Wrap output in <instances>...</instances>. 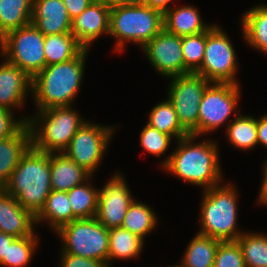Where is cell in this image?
<instances>
[{
    "instance_id": "cell-37",
    "label": "cell",
    "mask_w": 267,
    "mask_h": 267,
    "mask_svg": "<svg viewBox=\"0 0 267 267\" xmlns=\"http://www.w3.org/2000/svg\"><path fill=\"white\" fill-rule=\"evenodd\" d=\"M14 112L0 108V140L9 138L18 133L28 122L30 117L14 119Z\"/></svg>"
},
{
    "instance_id": "cell-22",
    "label": "cell",
    "mask_w": 267,
    "mask_h": 267,
    "mask_svg": "<svg viewBox=\"0 0 267 267\" xmlns=\"http://www.w3.org/2000/svg\"><path fill=\"white\" fill-rule=\"evenodd\" d=\"M241 21L246 43L267 55V5L251 7L242 15Z\"/></svg>"
},
{
    "instance_id": "cell-36",
    "label": "cell",
    "mask_w": 267,
    "mask_h": 267,
    "mask_svg": "<svg viewBox=\"0 0 267 267\" xmlns=\"http://www.w3.org/2000/svg\"><path fill=\"white\" fill-rule=\"evenodd\" d=\"M213 267H246L243 253L237 240L220 241Z\"/></svg>"
},
{
    "instance_id": "cell-3",
    "label": "cell",
    "mask_w": 267,
    "mask_h": 267,
    "mask_svg": "<svg viewBox=\"0 0 267 267\" xmlns=\"http://www.w3.org/2000/svg\"><path fill=\"white\" fill-rule=\"evenodd\" d=\"M3 189L36 216L52 191L50 153L38 151L31 146Z\"/></svg>"
},
{
    "instance_id": "cell-2",
    "label": "cell",
    "mask_w": 267,
    "mask_h": 267,
    "mask_svg": "<svg viewBox=\"0 0 267 267\" xmlns=\"http://www.w3.org/2000/svg\"><path fill=\"white\" fill-rule=\"evenodd\" d=\"M88 52L84 48L75 58L46 66L32 78L31 96L37 111L72 106L83 82Z\"/></svg>"
},
{
    "instance_id": "cell-45",
    "label": "cell",
    "mask_w": 267,
    "mask_h": 267,
    "mask_svg": "<svg viewBox=\"0 0 267 267\" xmlns=\"http://www.w3.org/2000/svg\"><path fill=\"white\" fill-rule=\"evenodd\" d=\"M167 267H183L180 263L178 265H174V266H167Z\"/></svg>"
},
{
    "instance_id": "cell-10",
    "label": "cell",
    "mask_w": 267,
    "mask_h": 267,
    "mask_svg": "<svg viewBox=\"0 0 267 267\" xmlns=\"http://www.w3.org/2000/svg\"><path fill=\"white\" fill-rule=\"evenodd\" d=\"M170 81L167 99L173 104L179 123L189 135L198 137L199 105L211 82L196 73L173 76Z\"/></svg>"
},
{
    "instance_id": "cell-41",
    "label": "cell",
    "mask_w": 267,
    "mask_h": 267,
    "mask_svg": "<svg viewBox=\"0 0 267 267\" xmlns=\"http://www.w3.org/2000/svg\"><path fill=\"white\" fill-rule=\"evenodd\" d=\"M264 168V172H263V181L262 183L260 184L261 188H260V192H259V195H258V201L257 203H259L260 205L263 204V205H266L267 206V160L265 161V164L263 165Z\"/></svg>"
},
{
    "instance_id": "cell-29",
    "label": "cell",
    "mask_w": 267,
    "mask_h": 267,
    "mask_svg": "<svg viewBox=\"0 0 267 267\" xmlns=\"http://www.w3.org/2000/svg\"><path fill=\"white\" fill-rule=\"evenodd\" d=\"M157 219L156 213L149 205L134 199L127 209L121 227L144 240L145 236L156 228L159 222Z\"/></svg>"
},
{
    "instance_id": "cell-42",
    "label": "cell",
    "mask_w": 267,
    "mask_h": 267,
    "mask_svg": "<svg viewBox=\"0 0 267 267\" xmlns=\"http://www.w3.org/2000/svg\"><path fill=\"white\" fill-rule=\"evenodd\" d=\"M171 1L173 2L174 0H142L141 3L151 8L158 9L164 13L170 7H172V6H169Z\"/></svg>"
},
{
    "instance_id": "cell-7",
    "label": "cell",
    "mask_w": 267,
    "mask_h": 267,
    "mask_svg": "<svg viewBox=\"0 0 267 267\" xmlns=\"http://www.w3.org/2000/svg\"><path fill=\"white\" fill-rule=\"evenodd\" d=\"M61 238V253L105 262L108 266L109 229L96 217L73 220L56 231Z\"/></svg>"
},
{
    "instance_id": "cell-46",
    "label": "cell",
    "mask_w": 267,
    "mask_h": 267,
    "mask_svg": "<svg viewBox=\"0 0 267 267\" xmlns=\"http://www.w3.org/2000/svg\"><path fill=\"white\" fill-rule=\"evenodd\" d=\"M131 3L133 2H141L142 0H129Z\"/></svg>"
},
{
    "instance_id": "cell-13",
    "label": "cell",
    "mask_w": 267,
    "mask_h": 267,
    "mask_svg": "<svg viewBox=\"0 0 267 267\" xmlns=\"http://www.w3.org/2000/svg\"><path fill=\"white\" fill-rule=\"evenodd\" d=\"M142 50L160 75L171 78L184 74L182 37L163 28L142 47Z\"/></svg>"
},
{
    "instance_id": "cell-27",
    "label": "cell",
    "mask_w": 267,
    "mask_h": 267,
    "mask_svg": "<svg viewBox=\"0 0 267 267\" xmlns=\"http://www.w3.org/2000/svg\"><path fill=\"white\" fill-rule=\"evenodd\" d=\"M33 0H0V38L31 23Z\"/></svg>"
},
{
    "instance_id": "cell-33",
    "label": "cell",
    "mask_w": 267,
    "mask_h": 267,
    "mask_svg": "<svg viewBox=\"0 0 267 267\" xmlns=\"http://www.w3.org/2000/svg\"><path fill=\"white\" fill-rule=\"evenodd\" d=\"M38 237H16L10 245L6 256H3L0 267H24L29 265L34 251L38 247ZM37 246V247H36Z\"/></svg>"
},
{
    "instance_id": "cell-21",
    "label": "cell",
    "mask_w": 267,
    "mask_h": 267,
    "mask_svg": "<svg viewBox=\"0 0 267 267\" xmlns=\"http://www.w3.org/2000/svg\"><path fill=\"white\" fill-rule=\"evenodd\" d=\"M178 7V8H177ZM170 7L163 13L164 29L174 35L185 37L207 31L212 24L202 21L194 5Z\"/></svg>"
},
{
    "instance_id": "cell-14",
    "label": "cell",
    "mask_w": 267,
    "mask_h": 267,
    "mask_svg": "<svg viewBox=\"0 0 267 267\" xmlns=\"http://www.w3.org/2000/svg\"><path fill=\"white\" fill-rule=\"evenodd\" d=\"M133 198L126 178L119 172L114 173L99 189L96 219L107 229L121 227Z\"/></svg>"
},
{
    "instance_id": "cell-28",
    "label": "cell",
    "mask_w": 267,
    "mask_h": 267,
    "mask_svg": "<svg viewBox=\"0 0 267 267\" xmlns=\"http://www.w3.org/2000/svg\"><path fill=\"white\" fill-rule=\"evenodd\" d=\"M225 129L227 141L237 149L247 151L258 145L257 119L254 116L236 113Z\"/></svg>"
},
{
    "instance_id": "cell-32",
    "label": "cell",
    "mask_w": 267,
    "mask_h": 267,
    "mask_svg": "<svg viewBox=\"0 0 267 267\" xmlns=\"http://www.w3.org/2000/svg\"><path fill=\"white\" fill-rule=\"evenodd\" d=\"M237 242L246 267H267V234L243 231Z\"/></svg>"
},
{
    "instance_id": "cell-24",
    "label": "cell",
    "mask_w": 267,
    "mask_h": 267,
    "mask_svg": "<svg viewBox=\"0 0 267 267\" xmlns=\"http://www.w3.org/2000/svg\"><path fill=\"white\" fill-rule=\"evenodd\" d=\"M108 243V267H111L115 259H136L144 246V240L141 237L122 227L109 229Z\"/></svg>"
},
{
    "instance_id": "cell-35",
    "label": "cell",
    "mask_w": 267,
    "mask_h": 267,
    "mask_svg": "<svg viewBox=\"0 0 267 267\" xmlns=\"http://www.w3.org/2000/svg\"><path fill=\"white\" fill-rule=\"evenodd\" d=\"M172 137L168 134L160 132L149 124L143 126L140 133V145L150 155L161 156L165 155L168 150Z\"/></svg>"
},
{
    "instance_id": "cell-30",
    "label": "cell",
    "mask_w": 267,
    "mask_h": 267,
    "mask_svg": "<svg viewBox=\"0 0 267 267\" xmlns=\"http://www.w3.org/2000/svg\"><path fill=\"white\" fill-rule=\"evenodd\" d=\"M148 116L147 124L172 138L175 137L174 140L189 135L180 125L173 104L168 99L156 104Z\"/></svg>"
},
{
    "instance_id": "cell-23",
    "label": "cell",
    "mask_w": 267,
    "mask_h": 267,
    "mask_svg": "<svg viewBox=\"0 0 267 267\" xmlns=\"http://www.w3.org/2000/svg\"><path fill=\"white\" fill-rule=\"evenodd\" d=\"M76 219L72 213L67 192L52 190L44 207L36 215V225L45 221L53 231H57L63 225Z\"/></svg>"
},
{
    "instance_id": "cell-43",
    "label": "cell",
    "mask_w": 267,
    "mask_h": 267,
    "mask_svg": "<svg viewBox=\"0 0 267 267\" xmlns=\"http://www.w3.org/2000/svg\"><path fill=\"white\" fill-rule=\"evenodd\" d=\"M15 238L16 237L13 235L0 232V262L3 259V256H6L7 254L8 245H10Z\"/></svg>"
},
{
    "instance_id": "cell-1",
    "label": "cell",
    "mask_w": 267,
    "mask_h": 267,
    "mask_svg": "<svg viewBox=\"0 0 267 267\" xmlns=\"http://www.w3.org/2000/svg\"><path fill=\"white\" fill-rule=\"evenodd\" d=\"M198 137L188 135L176 142L178 146L161 162V167L185 182L204 187V190L220 185L222 169L220 167L218 144L212 140L196 143Z\"/></svg>"
},
{
    "instance_id": "cell-8",
    "label": "cell",
    "mask_w": 267,
    "mask_h": 267,
    "mask_svg": "<svg viewBox=\"0 0 267 267\" xmlns=\"http://www.w3.org/2000/svg\"><path fill=\"white\" fill-rule=\"evenodd\" d=\"M44 35L30 23L0 38L1 56L31 79L46 67Z\"/></svg>"
},
{
    "instance_id": "cell-5",
    "label": "cell",
    "mask_w": 267,
    "mask_h": 267,
    "mask_svg": "<svg viewBox=\"0 0 267 267\" xmlns=\"http://www.w3.org/2000/svg\"><path fill=\"white\" fill-rule=\"evenodd\" d=\"M203 192L198 233L220 241L237 240L243 233L237 227V187L231 183L220 184Z\"/></svg>"
},
{
    "instance_id": "cell-34",
    "label": "cell",
    "mask_w": 267,
    "mask_h": 267,
    "mask_svg": "<svg viewBox=\"0 0 267 267\" xmlns=\"http://www.w3.org/2000/svg\"><path fill=\"white\" fill-rule=\"evenodd\" d=\"M206 40L207 31L182 37L184 74L195 73L201 67Z\"/></svg>"
},
{
    "instance_id": "cell-6",
    "label": "cell",
    "mask_w": 267,
    "mask_h": 267,
    "mask_svg": "<svg viewBox=\"0 0 267 267\" xmlns=\"http://www.w3.org/2000/svg\"><path fill=\"white\" fill-rule=\"evenodd\" d=\"M30 116L32 146L42 152H63L87 121L72 106L52 107Z\"/></svg>"
},
{
    "instance_id": "cell-4",
    "label": "cell",
    "mask_w": 267,
    "mask_h": 267,
    "mask_svg": "<svg viewBox=\"0 0 267 267\" xmlns=\"http://www.w3.org/2000/svg\"><path fill=\"white\" fill-rule=\"evenodd\" d=\"M164 28L163 12L141 2L110 8L109 35L115 38V50L122 52L128 43L142 48Z\"/></svg>"
},
{
    "instance_id": "cell-39",
    "label": "cell",
    "mask_w": 267,
    "mask_h": 267,
    "mask_svg": "<svg viewBox=\"0 0 267 267\" xmlns=\"http://www.w3.org/2000/svg\"><path fill=\"white\" fill-rule=\"evenodd\" d=\"M67 8L69 17L74 19L79 16L94 0H62Z\"/></svg>"
},
{
    "instance_id": "cell-44",
    "label": "cell",
    "mask_w": 267,
    "mask_h": 267,
    "mask_svg": "<svg viewBox=\"0 0 267 267\" xmlns=\"http://www.w3.org/2000/svg\"><path fill=\"white\" fill-rule=\"evenodd\" d=\"M96 1H99L104 6L109 7V8L131 3L129 0H96Z\"/></svg>"
},
{
    "instance_id": "cell-40",
    "label": "cell",
    "mask_w": 267,
    "mask_h": 267,
    "mask_svg": "<svg viewBox=\"0 0 267 267\" xmlns=\"http://www.w3.org/2000/svg\"><path fill=\"white\" fill-rule=\"evenodd\" d=\"M257 140L258 145L267 147V114L257 118Z\"/></svg>"
},
{
    "instance_id": "cell-15",
    "label": "cell",
    "mask_w": 267,
    "mask_h": 267,
    "mask_svg": "<svg viewBox=\"0 0 267 267\" xmlns=\"http://www.w3.org/2000/svg\"><path fill=\"white\" fill-rule=\"evenodd\" d=\"M109 23L110 8L94 0L72 19L71 33L85 49H89L98 37L109 34Z\"/></svg>"
},
{
    "instance_id": "cell-26",
    "label": "cell",
    "mask_w": 267,
    "mask_h": 267,
    "mask_svg": "<svg viewBox=\"0 0 267 267\" xmlns=\"http://www.w3.org/2000/svg\"><path fill=\"white\" fill-rule=\"evenodd\" d=\"M83 49L84 47L72 33L53 34L44 37L46 66L71 60Z\"/></svg>"
},
{
    "instance_id": "cell-12",
    "label": "cell",
    "mask_w": 267,
    "mask_h": 267,
    "mask_svg": "<svg viewBox=\"0 0 267 267\" xmlns=\"http://www.w3.org/2000/svg\"><path fill=\"white\" fill-rule=\"evenodd\" d=\"M116 128L86 121L75 133L69 146L63 151L76 164L94 175L104 159L108 143Z\"/></svg>"
},
{
    "instance_id": "cell-18",
    "label": "cell",
    "mask_w": 267,
    "mask_h": 267,
    "mask_svg": "<svg viewBox=\"0 0 267 267\" xmlns=\"http://www.w3.org/2000/svg\"><path fill=\"white\" fill-rule=\"evenodd\" d=\"M31 23L44 36L71 33L72 20L62 0H33Z\"/></svg>"
},
{
    "instance_id": "cell-20",
    "label": "cell",
    "mask_w": 267,
    "mask_h": 267,
    "mask_svg": "<svg viewBox=\"0 0 267 267\" xmlns=\"http://www.w3.org/2000/svg\"><path fill=\"white\" fill-rule=\"evenodd\" d=\"M32 146V132L27 123L15 135L0 140V189L7 184L22 156Z\"/></svg>"
},
{
    "instance_id": "cell-38",
    "label": "cell",
    "mask_w": 267,
    "mask_h": 267,
    "mask_svg": "<svg viewBox=\"0 0 267 267\" xmlns=\"http://www.w3.org/2000/svg\"><path fill=\"white\" fill-rule=\"evenodd\" d=\"M60 256L59 267H108L105 262L69 253H61Z\"/></svg>"
},
{
    "instance_id": "cell-31",
    "label": "cell",
    "mask_w": 267,
    "mask_h": 267,
    "mask_svg": "<svg viewBox=\"0 0 267 267\" xmlns=\"http://www.w3.org/2000/svg\"><path fill=\"white\" fill-rule=\"evenodd\" d=\"M90 181L67 191L72 213L77 219L96 217L99 189L92 185L91 178Z\"/></svg>"
},
{
    "instance_id": "cell-19",
    "label": "cell",
    "mask_w": 267,
    "mask_h": 267,
    "mask_svg": "<svg viewBox=\"0 0 267 267\" xmlns=\"http://www.w3.org/2000/svg\"><path fill=\"white\" fill-rule=\"evenodd\" d=\"M51 189L67 192L93 179V175L63 152L50 153Z\"/></svg>"
},
{
    "instance_id": "cell-16",
    "label": "cell",
    "mask_w": 267,
    "mask_h": 267,
    "mask_svg": "<svg viewBox=\"0 0 267 267\" xmlns=\"http://www.w3.org/2000/svg\"><path fill=\"white\" fill-rule=\"evenodd\" d=\"M35 224L36 216L13 195L0 189V232L15 237L37 236L33 231Z\"/></svg>"
},
{
    "instance_id": "cell-11",
    "label": "cell",
    "mask_w": 267,
    "mask_h": 267,
    "mask_svg": "<svg viewBox=\"0 0 267 267\" xmlns=\"http://www.w3.org/2000/svg\"><path fill=\"white\" fill-rule=\"evenodd\" d=\"M240 89V84L233 83L211 82L206 87L199 105V137L225 125L234 111L240 112L239 110L236 111L239 109Z\"/></svg>"
},
{
    "instance_id": "cell-17",
    "label": "cell",
    "mask_w": 267,
    "mask_h": 267,
    "mask_svg": "<svg viewBox=\"0 0 267 267\" xmlns=\"http://www.w3.org/2000/svg\"><path fill=\"white\" fill-rule=\"evenodd\" d=\"M31 86L32 79L18 66L4 59L0 64V108L13 111L24 107Z\"/></svg>"
},
{
    "instance_id": "cell-9",
    "label": "cell",
    "mask_w": 267,
    "mask_h": 267,
    "mask_svg": "<svg viewBox=\"0 0 267 267\" xmlns=\"http://www.w3.org/2000/svg\"><path fill=\"white\" fill-rule=\"evenodd\" d=\"M233 44L223 29L213 25L207 30L204 58L201 67L195 72L206 80L216 83L239 84L237 55Z\"/></svg>"
},
{
    "instance_id": "cell-25",
    "label": "cell",
    "mask_w": 267,
    "mask_h": 267,
    "mask_svg": "<svg viewBox=\"0 0 267 267\" xmlns=\"http://www.w3.org/2000/svg\"><path fill=\"white\" fill-rule=\"evenodd\" d=\"M220 240L199 233L191 239L180 261L183 267H213Z\"/></svg>"
}]
</instances>
